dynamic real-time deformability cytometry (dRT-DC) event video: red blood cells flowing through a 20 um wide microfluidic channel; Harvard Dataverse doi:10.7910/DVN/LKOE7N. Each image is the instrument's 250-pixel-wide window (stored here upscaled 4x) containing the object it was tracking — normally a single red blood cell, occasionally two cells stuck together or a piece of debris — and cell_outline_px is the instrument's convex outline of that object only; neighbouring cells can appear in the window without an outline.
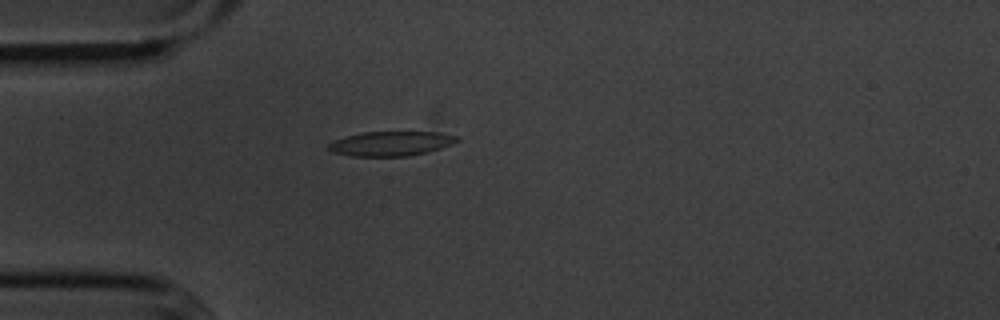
{"species": "common noctule bat (a hibernating species)", "species_latin": "Nyctalus noctula", "temperature_condition": "cold", "stored_images_in_passage": 41, "camera_frame_rate_fps": 3000, "um_per_image_px": 0.085, "animal": {"sex": "male", "body_mass_g": 20.1, "forearm_length_mm": 53.5}, "frame": {"image": 1, "passage_image": 1, "time_ms": 0.0, "image_size_px": [1000, 320], "cell_outline_px": [[460, 140], [452, 144], [428, 152], [408, 156], [348, 156], [332, 152], [328, 148], [328, 144], [336, 140], [348, 136], [364, 132], [440, 132], [460, 136]], "centroid_in_image_um": [33.28, 12.21], "position_along_channel_um": 51.7, "area_um2": 18.38}}
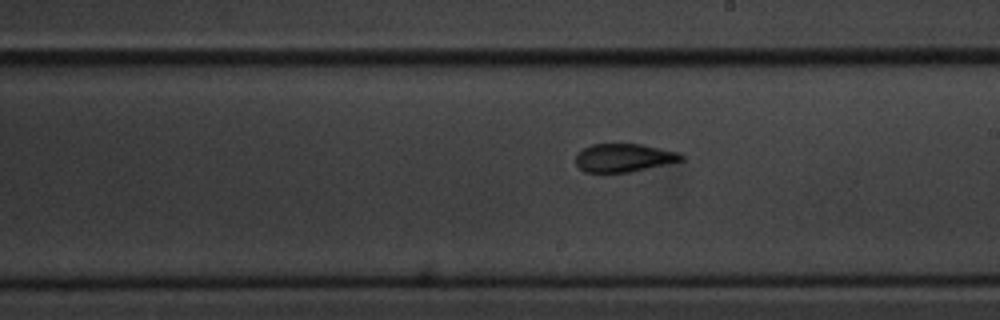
{"frame": {"image": 2, "passage_image": 17, "time_ms": 5.333, "image_size_px": [1000, 320], "cell_outline_px": [[684, 160], [632, 172], [584, 172], [576, 164], [576, 152], [592, 144], [640, 144], [680, 152], [684, 156]], "centroid_in_image_um": [53.04, 13.41], "position_along_channel_um": 236.0, "area_um2": 17.46}}
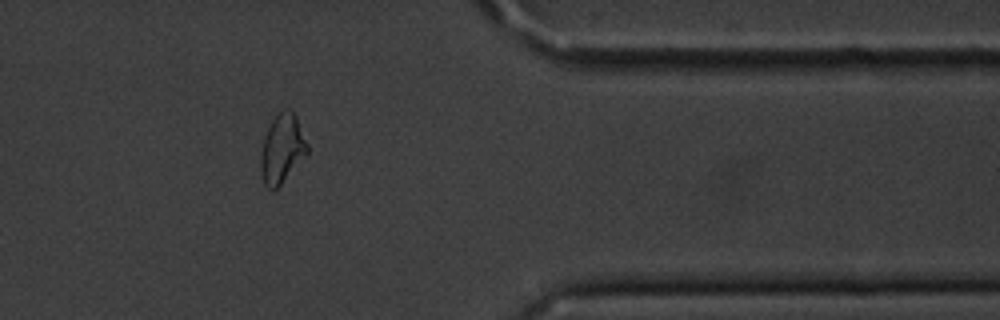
{"frame": {"image": 3, "passage_image": 31, "time_ms": 10.0, "image_size_px": [1000, 320], "cell_outline_px": [[308, 152], [280, 184], [272, 192], [264, 184], [260, 176], [260, 156], [264, 136], [272, 120], [284, 108], [292, 108], [296, 116], [308, 144]], "centroid_in_image_um": [23.95, 12.63], "position_along_channel_um": 387.4, "area_um2": 18.67}, "authors_computed_cell_mechanics": {"area_um2": 18.0914, "velocity_mm_per_s": 3.6117, "shape_relaxation_time_tau1_ms": 7.7949, "shape_relaxation_time_tau2_ms": 1.6264, "deformation_change_tau1": 0.2051, "deformation_change_tau2": 0.0686}}